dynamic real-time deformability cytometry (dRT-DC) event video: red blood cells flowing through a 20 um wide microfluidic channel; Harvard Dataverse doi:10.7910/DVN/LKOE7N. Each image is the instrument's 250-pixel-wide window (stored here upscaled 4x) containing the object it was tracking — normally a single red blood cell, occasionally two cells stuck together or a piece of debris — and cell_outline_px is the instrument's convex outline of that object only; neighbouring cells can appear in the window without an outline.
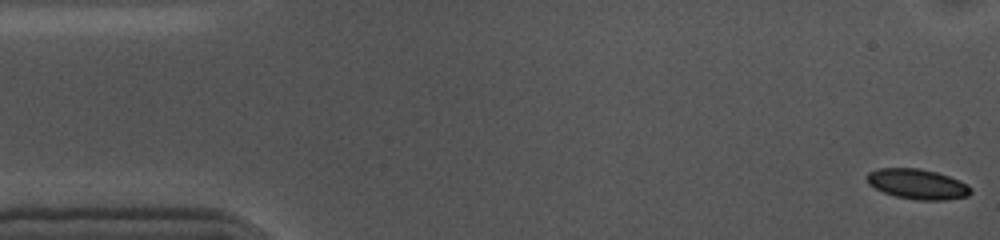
{"species": "common noctule bat (a hibernating species)", "species_latin": "Nyctalus noctula", "temperature_condition": "cold", "stored_images_in_passage": 55, "camera_frame_rate_fps": 3000, "um_per_image_px": 0.085, "animal": {"sex": "female", "body_mass_g": 10.0, "forearm_length_mm": 53.1}, "frame": {"image": 1, "passage_image": 1, "time_ms": 0.0, "image_size_px": [1000, 240], "cell_outline_px": [[972, 192], [968, 196], [944, 200], [916, 200], [896, 196], [884, 192], [868, 184], [868, 172], [880, 168], [920, 168], [936, 172], [960, 180], [968, 184], [972, 188]], "centroid_in_image_um": [78.03, 15.65], "position_along_channel_um": 7.0, "area_um2": 18.21}}
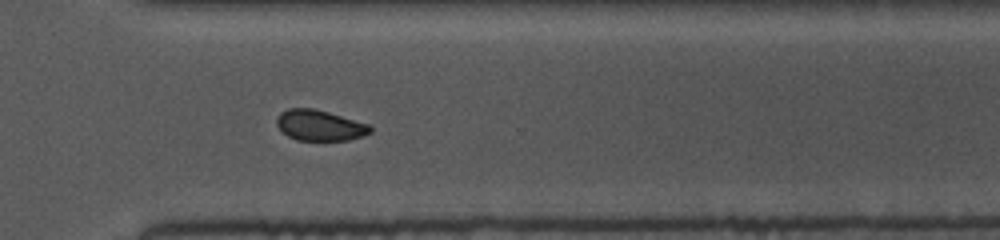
{"frame": {"image": 2, "passage_image": 39, "time_ms": 12.667, "image_size_px": [1000, 240], "cell_outline_px": [[372, 132], [364, 136], [348, 140], [296, 140], [288, 136], [276, 124], [276, 120], [280, 112], [288, 108], [312, 108], [328, 112], [368, 124], [372, 128]], "centroid_in_image_um": [27.18, 10.66], "position_along_channel_um": 343.4, "area_um2": 16.65}}
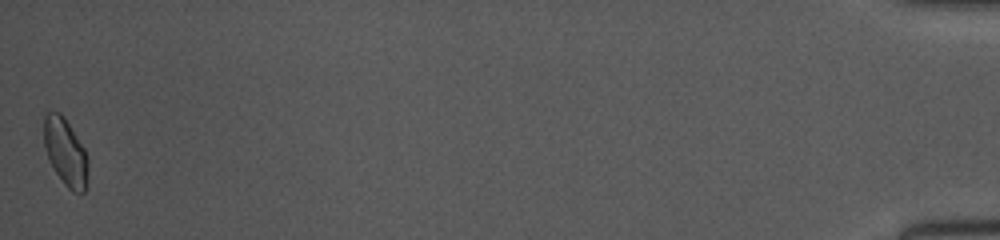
{"frame": {"image": 3, "passage_image": 55, "time_ms": 18.0, "image_size_px": [1000, 240], "cell_outline_px": [[88, 168], [84, 192], [72, 192], [64, 184], [48, 160], [44, 144], [44, 116], [48, 112], [60, 112], [64, 116], [84, 148], [88, 156]], "centroid_in_image_um": [5.56, 12.91], "position_along_channel_um": 429.6, "area_um2": 17.22}, "authors_computed_cell_mechanics": {"area_um2": 18.0336, "velocity_mm_per_s": 3.5576, "shape_relaxation_time_tau1_ms": 4.0388, "shape_relaxation_time_tau2_ms": 2.7735, "deformation_change_tau1": 0.0794, "deformation_change_tau2": 0.0461}}